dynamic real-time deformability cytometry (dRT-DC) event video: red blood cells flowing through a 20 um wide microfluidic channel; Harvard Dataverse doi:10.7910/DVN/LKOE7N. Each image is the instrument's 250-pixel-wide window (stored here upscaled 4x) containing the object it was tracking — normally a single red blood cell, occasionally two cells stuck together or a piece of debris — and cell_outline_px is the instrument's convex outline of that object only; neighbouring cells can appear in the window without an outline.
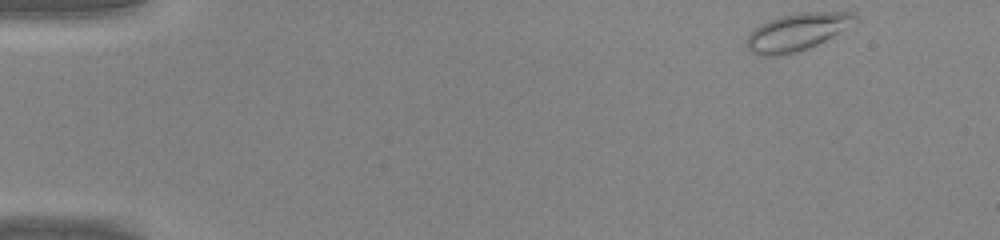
{"species": "common noctule bat (a hibernating species)", "species_latin": "Nyctalus noctula", "temperature_condition": "warm", "stored_images_in_passage": 37, "camera_frame_rate_fps": 3000, "um_per_image_px": 0.085, "animal": {"sex": "male", "body_mass_g": 20.0, "forearm_length_mm": 53.3}, "frame": {"image": 1, "passage_image": 1, "time_ms": 0.0, "image_size_px": [1000, 240], "cell_outline_px": [[856, 24], [808, 48], [792, 52], [772, 56], [760, 56], [752, 52], [748, 48], [748, 36], [760, 24], [768, 20], [780, 16], [800, 12], [852, 12], [856, 16]], "centroid_in_image_um": [67.78, 2.69], "position_along_channel_um": 17.2, "area_um2": 23.12}}
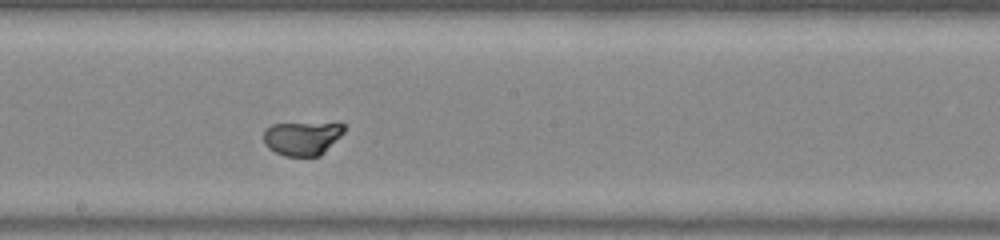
{"frame": {"image": 2, "passage_image": 24, "time_ms": 7.667, "image_size_px": [1000, 240], "cell_outline_px": [[344, 132], [320, 156], [284, 156], [268, 148], [264, 144], [264, 128], [272, 124], [340, 120], [344, 124]], "centroid_in_image_um": [25.73, 11.68], "position_along_channel_um": 222.5, "area_um2": 16.59}}
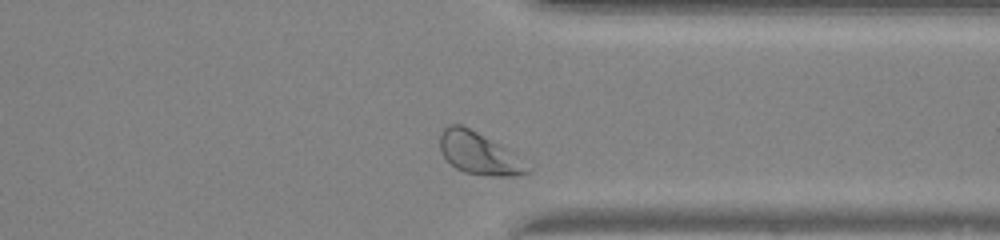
{"frame": {"image": 3, "passage_image": 35, "time_ms": 11.333, "image_size_px": [1000, 240], "cell_outline_px": [[532, 168], [528, 172], [512, 176], [492, 176], [464, 172], [456, 168], [444, 156], [440, 148], [440, 132], [448, 124], [460, 124], [476, 132], [504, 148]], "centroid_in_image_um": [40.66, 13.04], "position_along_channel_um": 370.7, "area_um2": 20.69}}